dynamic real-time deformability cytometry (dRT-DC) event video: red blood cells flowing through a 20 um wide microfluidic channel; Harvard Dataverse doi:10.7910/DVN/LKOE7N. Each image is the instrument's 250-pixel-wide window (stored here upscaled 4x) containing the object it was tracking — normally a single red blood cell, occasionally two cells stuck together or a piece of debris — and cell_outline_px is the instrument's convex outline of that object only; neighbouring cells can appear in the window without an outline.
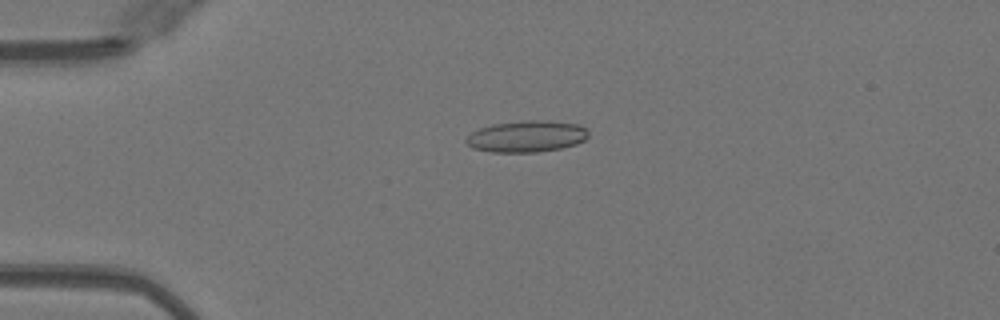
{"species": "Egyptian fruit bat (a non-hibernating species)", "species_latin": "Rousettus aegyptiacus", "temperature_condition": "warm", "stored_images_in_passage": 40, "camera_frame_rate_fps": 3000, "um_per_image_px": 0.085, "animal": {"sex": "female"}, "frame": {"image": 1, "passage_image": 2, "time_ms": 0.333, "image_size_px": [1000, 320], "cell_outline_px": [[588, 136], [584, 140], [576, 144], [560, 148], [540, 152], [492, 152], [472, 148], [464, 140], [472, 132], [480, 128], [492, 124], [524, 120], [548, 120], [580, 124], [588, 132]], "centroid_in_image_um": [44.77, 11.58], "position_along_channel_um": 40.2, "area_um2": 22.54}}
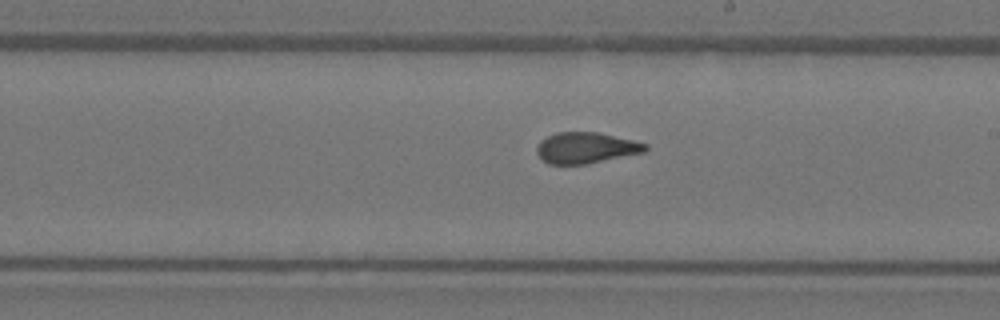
{"frame": {"image": 2, "passage_image": 19, "time_ms": 6.0, "image_size_px": [1000, 320], "cell_outline_px": [[648, 148], [644, 152], [588, 164], [548, 164], [536, 152], [536, 148], [540, 140], [556, 132], [596, 132], [632, 140], [648, 144]], "centroid_in_image_um": [49.8, 12.57], "position_along_channel_um": 239.2, "area_um2": 19.54}}
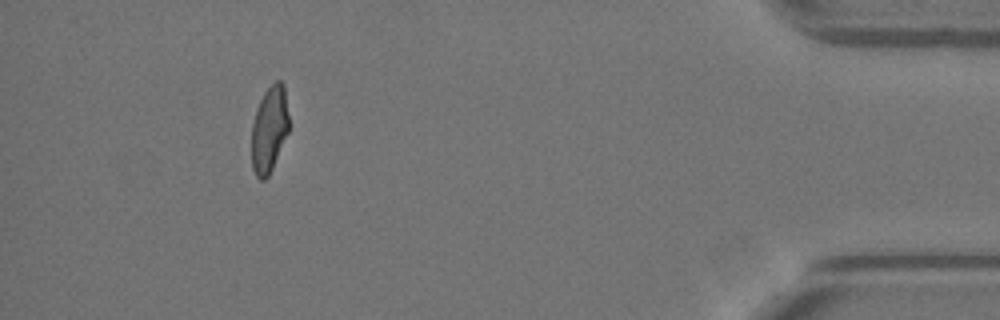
{"frame": {"image": 3, "passage_image": 36, "time_ms": 11.667, "image_size_px": [1000, 320], "cell_outline_px": [[288, 132], [272, 168], [268, 176], [264, 180], [260, 180], [256, 176], [252, 168], [252, 124], [256, 108], [264, 92], [276, 80], [280, 80], [284, 84], [288, 116]], "centroid_in_image_um": [22.88, 10.98], "position_along_channel_um": 412.3, "area_um2": 18.61}, "authors_computed_cell_mechanics": {"area_um2": 20.0566, "velocity_mm_per_s": 4.0719, "shape_relaxation_time_tau1_ms": null, "shape_relaxation_time_tau2_ms": 0.9926, "deformation_change_tau1": null, "deformation_change_tau2": 0.0939}}